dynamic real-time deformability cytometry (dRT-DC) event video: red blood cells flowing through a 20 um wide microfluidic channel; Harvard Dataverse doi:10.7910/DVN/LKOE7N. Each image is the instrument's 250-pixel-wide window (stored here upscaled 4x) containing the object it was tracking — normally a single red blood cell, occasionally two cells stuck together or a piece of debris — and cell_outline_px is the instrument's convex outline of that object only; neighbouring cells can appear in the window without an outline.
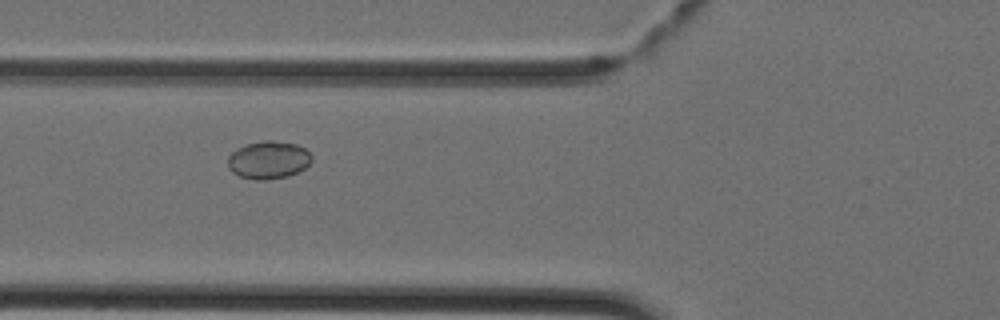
{"species": "Egyptian fruit bat (a non-hibernating species)", "species_latin": "Rousettus aegyptiacus", "temperature_condition": "cold", "stored_images_in_passage": 3, "camera_frame_rate_fps": 3000, "um_per_image_px": 0.085, "animal": {"sex": "female"}, "frame": {"image": 1, "passage_image": 2, "time_ms": 0.333, "image_size_px": [1000, 320], "cell_outline_px": [[312, 160], [304, 168], [288, 176], [264, 180], [256, 180], [240, 176], [232, 172], [228, 168], [228, 156], [232, 152], [248, 144], [264, 140], [272, 140], [296, 144], [304, 148], [312, 156]], "centroid_in_image_um": [22.81, 13.6], "position_along_channel_um": 103.0, "area_um2": 18.26}}
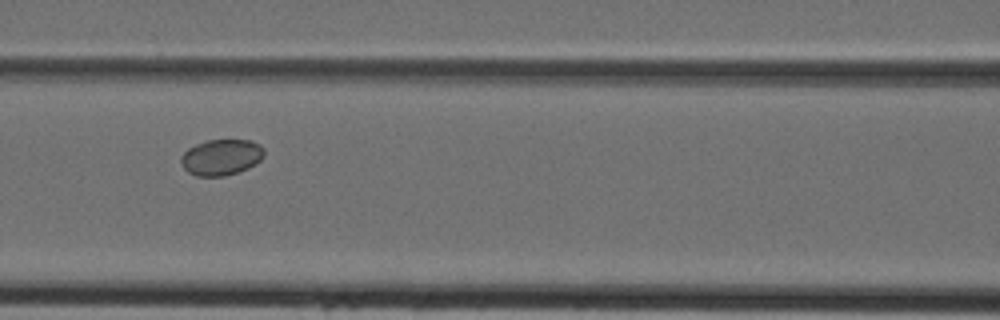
{"frame": {"image": 2, "passage_image": 3, "time_ms": 0.667, "image_size_px": [1000, 320], "cell_outline_px": [[264, 156], [256, 164], [248, 168], [224, 176], [196, 176], [188, 172], [184, 168], [180, 160], [180, 156], [188, 148], [196, 144], [208, 140], [252, 140], [260, 144], [264, 148]], "centroid_in_image_um": [18.81, 13.36], "position_along_channel_um": 147.8, "area_um2": 17.51}}